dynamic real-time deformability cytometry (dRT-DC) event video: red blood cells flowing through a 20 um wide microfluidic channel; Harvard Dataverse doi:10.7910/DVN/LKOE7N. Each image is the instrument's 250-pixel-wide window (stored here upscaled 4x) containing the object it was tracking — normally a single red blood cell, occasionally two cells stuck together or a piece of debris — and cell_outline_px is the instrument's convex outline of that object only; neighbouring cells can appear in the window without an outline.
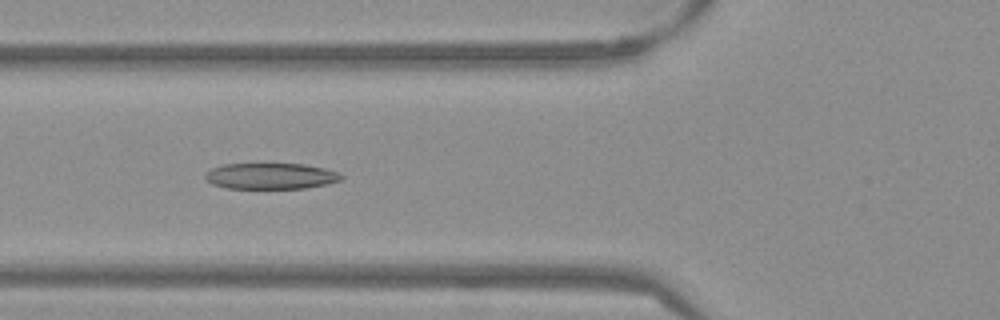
{"species": "Egyptian fruit bat (a non-hibernating species)", "species_latin": "Rousettus aegyptiacus", "temperature_condition": "warm", "stored_images_in_passage": 53, "camera_frame_rate_fps": 3000, "um_per_image_px": 0.085, "frame": {"image": 1, "passage_image": 20, "time_ms": 6.333, "image_size_px": [1000, 320], "cell_outline_px": [[344, 176], [340, 180], [328, 184], [304, 188], [224, 188], [212, 184], [204, 176], [212, 168], [224, 164], [304, 164], [324, 168], [340, 172]], "centroid_in_image_um": [23.05, 14.96], "position_along_channel_um": 102.8, "area_um2": 20.58}}
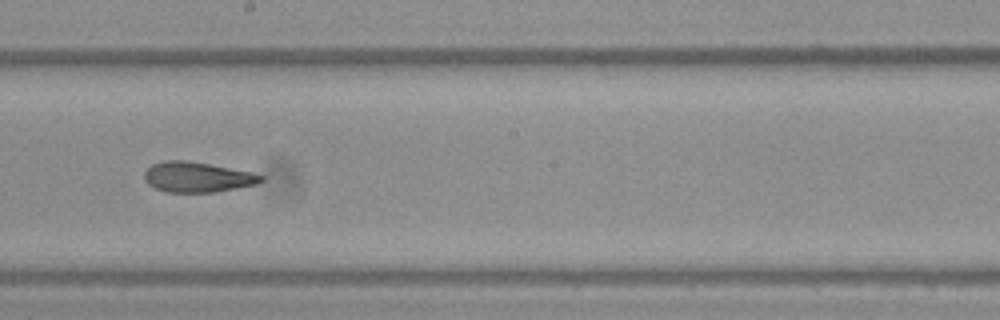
{"frame": {"image": 2, "passage_image": 30, "time_ms": 9.667, "image_size_px": [1000, 320], "cell_outline_px": [[264, 180], [256, 184], [216, 192], [164, 192], [148, 184], [144, 180], [144, 172], [152, 164], [164, 160], [184, 160], [208, 164], [252, 172], [264, 176]], "centroid_in_image_um": [16.75, 15.05], "position_along_channel_um": 231.4, "area_um2": 20.52}}
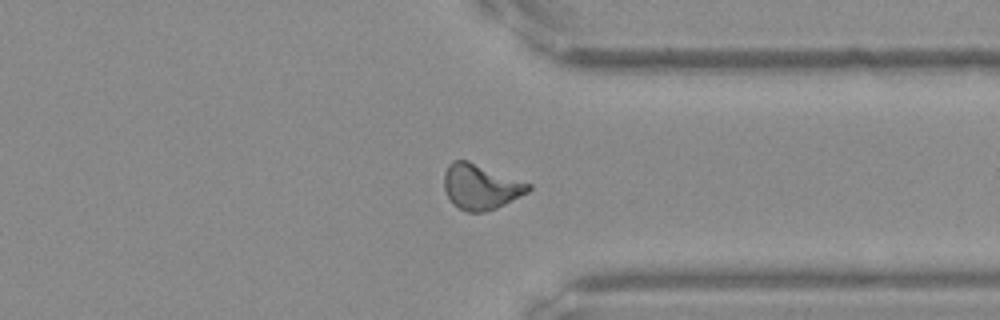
{"frame": {"image": 3, "passage_image": 41, "time_ms": 13.333, "image_size_px": [1000, 320], "cell_outline_px": [[532, 188], [528, 192], [496, 208], [484, 212], [468, 212], [452, 204], [444, 188], [444, 172], [448, 164], [452, 160], [468, 160], [532, 184]], "centroid_in_image_um": [40.85, 15.86], "position_along_channel_um": 370.6, "area_um2": 22.25}, "authors_computed_cell_mechanics": {"area_um2": 21.7328, "velocity_mm_per_s": 3.8409, "shape_relaxation_time_tau1_ms": 7.6522, "shape_relaxation_time_tau2_ms": 2.4902, "deformation_change_tau1": 0.226, "deformation_change_tau2": 0.0958}}